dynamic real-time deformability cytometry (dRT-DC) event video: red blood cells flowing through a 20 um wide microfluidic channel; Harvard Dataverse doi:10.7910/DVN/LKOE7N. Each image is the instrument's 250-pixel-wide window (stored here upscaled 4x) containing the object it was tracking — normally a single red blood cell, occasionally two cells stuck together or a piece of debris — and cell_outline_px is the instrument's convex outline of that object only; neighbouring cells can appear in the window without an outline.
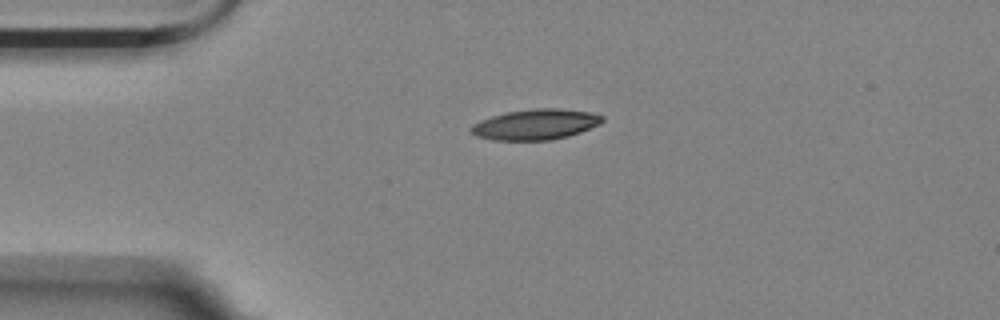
{"species": "Egyptian fruit bat (a non-hibernating species)", "species_latin": "Rousettus aegyptiacus", "temperature_condition": "room temperature", "stored_images_in_passage": 3, "camera_frame_rate_fps": 3000, "um_per_image_px": 0.085, "animal": {"sex": "female"}, "frame": {"image": 1, "passage_image": 1, "time_ms": 0.0, "image_size_px": [1000, 320], "cell_outline_px": [[604, 120], [600, 124], [580, 132], [568, 136], [552, 140], [492, 140], [476, 136], [468, 128], [472, 124], [480, 120], [492, 116], [508, 112], [536, 108], [556, 108], [588, 112], [604, 116]], "centroid_in_image_um": [45.5, 10.58], "position_along_channel_um": 39.5, "area_um2": 23.29}}
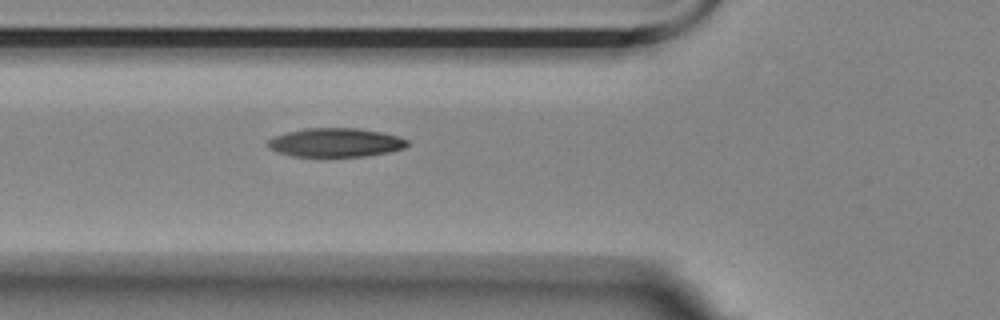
{"frame": {"image": 2, "passage_image": 3, "time_ms": 2.333, "image_size_px": [1000, 320], "cell_outline_px": [[408, 144], [404, 148], [388, 152], [364, 156], [292, 156], [280, 152], [272, 148], [268, 144], [268, 140], [276, 136], [288, 132], [304, 128], [356, 128], [380, 132], [396, 136], [408, 140]], "centroid_in_image_um": [28.55, 12.11], "position_along_channel_um": 97.3, "area_um2": 22.95}}